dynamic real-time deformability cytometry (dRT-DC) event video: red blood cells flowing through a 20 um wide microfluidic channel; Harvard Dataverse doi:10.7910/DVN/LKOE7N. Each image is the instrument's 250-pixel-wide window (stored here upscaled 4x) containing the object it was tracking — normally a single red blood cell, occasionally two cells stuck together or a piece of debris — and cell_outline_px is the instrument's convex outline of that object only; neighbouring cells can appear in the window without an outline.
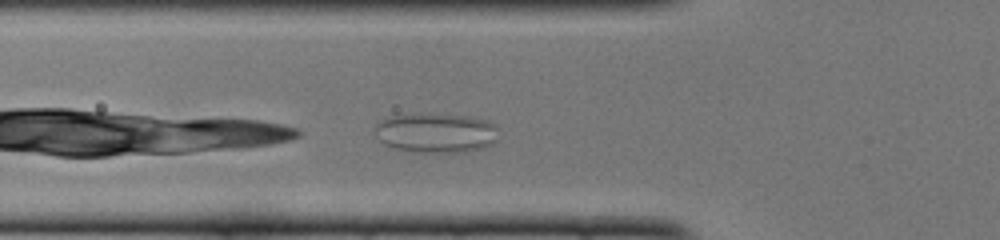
{"species": "common noctule bat (a hibernating species)", "species_latin": "Nyctalus noctula", "temperature_condition": "cold", "stored_images_in_passage": 25, "camera_frame_rate_fps": 3000, "um_per_image_px": 0.085, "animal": {"sex": "female", "body_mass_g": 22.0, "forearm_length_mm": 56.7}, "frame": {"image": 1, "passage_image": 4, "time_ms": 1.0, "image_size_px": [1000, 240], "cell_outline_px": [[496, 140], [492, 144], [484, 148], [464, 152], [412, 152], [396, 148], [384, 144], [376, 136], [376, 124], [380, 120], [388, 116], [420, 112], [472, 116], [488, 120], [496, 128]], "centroid_in_image_um": [37.04, 11.27], "position_along_channel_um": 88.8, "area_um2": 29.07}}
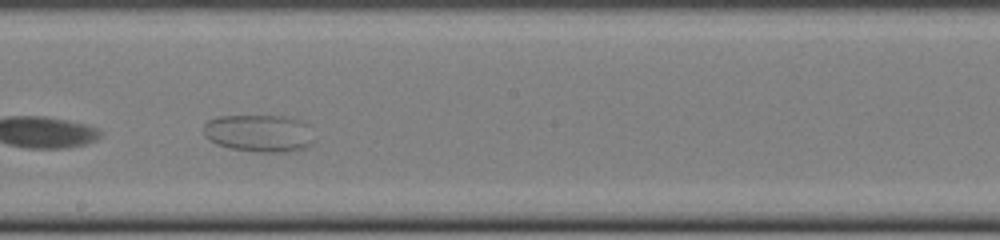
{"frame": {"image": 2, "passage_image": 15, "time_ms": 4.667, "image_size_px": [1000, 240], "cell_outline_px": [[316, 140], [312, 144], [304, 148], [288, 152], [260, 152], [232, 148], [216, 144], [208, 140], [204, 136], [204, 124], [208, 120], [216, 116], [284, 116], [300, 120], [308, 124]], "centroid_in_image_um": [22.05, 11.32], "position_along_channel_um": 226.2, "area_um2": 24.39}}